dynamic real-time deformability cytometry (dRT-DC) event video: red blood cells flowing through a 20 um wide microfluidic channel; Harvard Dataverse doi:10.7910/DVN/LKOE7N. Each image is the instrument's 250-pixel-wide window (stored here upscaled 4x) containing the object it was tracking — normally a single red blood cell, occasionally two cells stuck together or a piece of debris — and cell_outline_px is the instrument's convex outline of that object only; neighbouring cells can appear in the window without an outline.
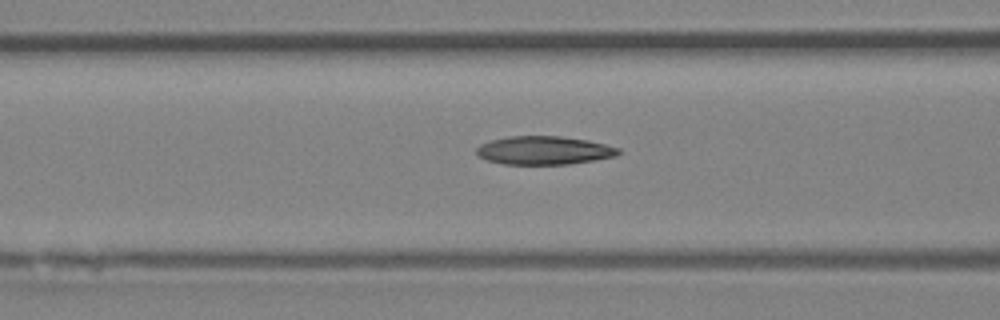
{"species": "Egyptian fruit bat (a non-hibernating species)", "species_latin": "Rousettus aegyptiacus", "temperature_condition": "room temperature", "stored_images_in_passage": 4, "camera_frame_rate_fps": 3000, "um_per_image_px": 0.085, "animal": {"sex": "female"}, "frame": {"image": 1, "passage_image": 4, "time_ms": 4.333, "image_size_px": [1000, 320], "cell_outline_px": [[620, 152], [616, 156], [568, 164], [504, 164], [488, 160], [480, 156], [476, 152], [476, 148], [480, 144], [492, 140], [508, 136], [560, 136], [588, 140], [620, 148]], "centroid_in_image_um": [46.24, 12.77], "position_along_channel_um": 120.4, "area_um2": 23.29}}